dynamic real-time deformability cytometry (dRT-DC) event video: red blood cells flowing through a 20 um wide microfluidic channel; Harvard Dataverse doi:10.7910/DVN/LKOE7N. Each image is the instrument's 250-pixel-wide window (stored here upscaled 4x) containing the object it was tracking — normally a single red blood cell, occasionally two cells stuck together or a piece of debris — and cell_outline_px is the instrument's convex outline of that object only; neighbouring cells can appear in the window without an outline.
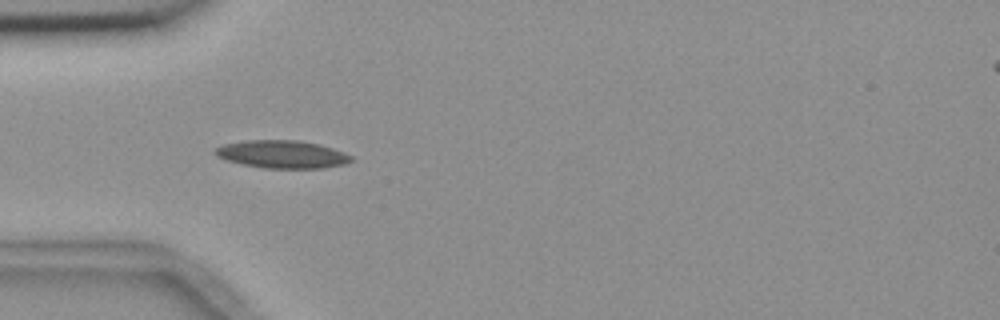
{"species": "common noctule bat (a hibernating species)", "species_latin": "Nyctalus noctula", "temperature_condition": "room temperature", "stored_images_in_passage": 12, "camera_frame_rate_fps": 3000, "um_per_image_px": 0.085, "animal": {"sex": "female", "body_mass_g": 18.4}, "frame": {"image": 1, "passage_image": 4, "time_ms": 4.667, "image_size_px": [1000, 320], "cell_outline_px": [[352, 160], [344, 164], [320, 168], [264, 168], [244, 164], [228, 160], [216, 156], [212, 152], [216, 148], [224, 144], [248, 140], [296, 140], [316, 144], [332, 148], [344, 152], [352, 156]], "centroid_in_image_um": [23.96, 13.11], "position_along_channel_um": 61.0, "area_um2": 21.73}}
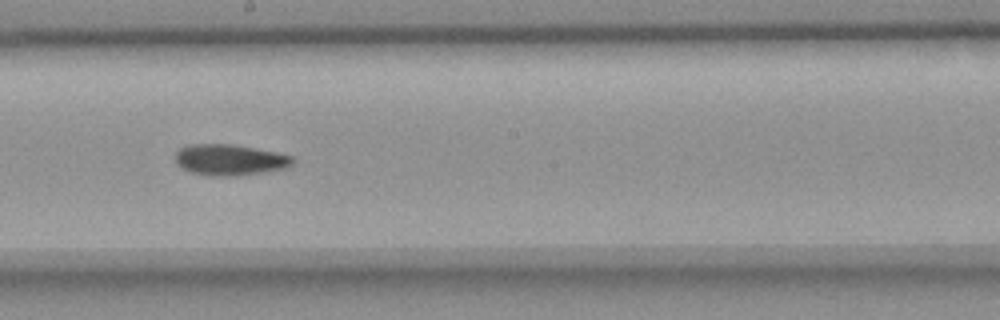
{"frame": {"image": 2, "passage_image": 8, "time_ms": 9.333, "image_size_px": [1000, 320], "cell_outline_px": [[296, 160], [288, 168], [264, 172], [228, 176], [208, 176], [192, 172], [176, 164], [176, 152], [180, 148], [192, 144], [232, 144], [276, 152], [292, 156]], "centroid_in_image_um": [19.56, 13.58], "position_along_channel_um": 228.6, "area_um2": 21.15}}
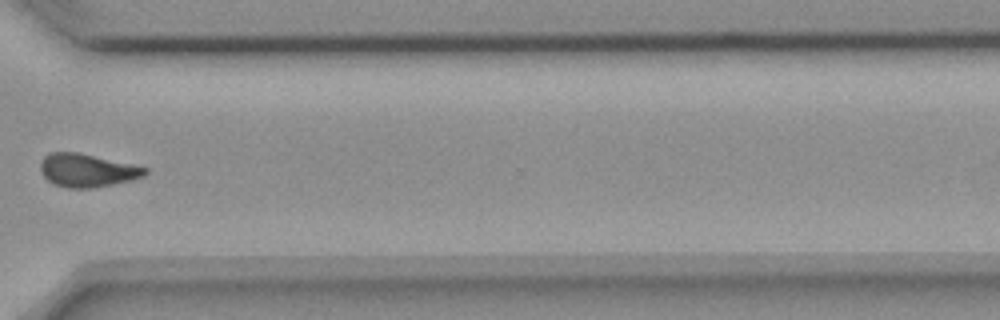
{"frame": {"image": 3, "passage_image": 11, "time_ms": 13.0, "image_size_px": [1000, 320], "cell_outline_px": [[148, 172], [144, 176], [132, 180], [92, 188], [68, 188], [52, 184], [44, 176], [40, 168], [40, 160], [48, 152], [76, 152], [132, 164], [148, 168]], "centroid_in_image_um": [7.38, 14.48], "position_along_channel_um": 363.2, "area_um2": 20.23}}